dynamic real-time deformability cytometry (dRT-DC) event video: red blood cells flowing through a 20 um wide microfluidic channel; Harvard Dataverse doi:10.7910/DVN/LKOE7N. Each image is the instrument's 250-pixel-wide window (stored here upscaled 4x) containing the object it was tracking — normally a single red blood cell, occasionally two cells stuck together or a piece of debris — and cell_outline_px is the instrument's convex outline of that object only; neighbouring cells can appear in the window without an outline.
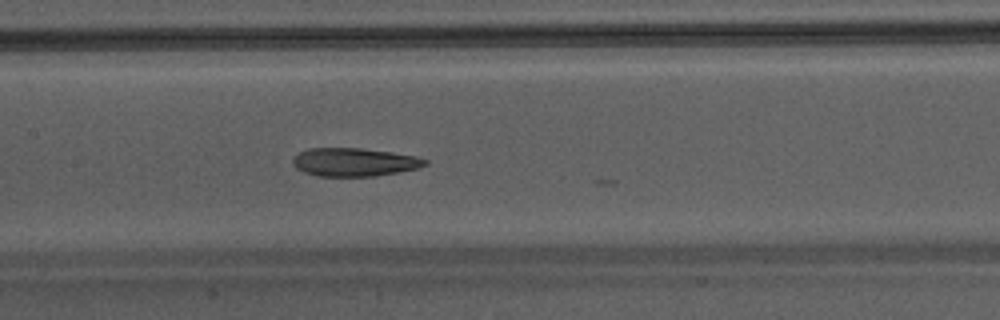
{"species": "Egyptian fruit bat (a non-hibernating species)", "species_latin": "Rousettus aegyptiacus", "temperature_condition": "warm", "stored_images_in_passage": 15, "camera_frame_rate_fps": 3000, "um_per_image_px": 0.085, "animal": {"sex": "male"}, "frame": {"image": 1, "passage_image": 10, "time_ms": 3.0, "image_size_px": [1000, 320], "cell_outline_px": [[428, 164], [420, 168], [400, 172], [376, 176], [316, 176], [304, 172], [296, 168], [292, 164], [292, 160], [300, 152], [308, 148], [360, 148], [416, 156], [428, 160]], "centroid_in_image_um": [30.13, 13.79], "position_along_channel_um": 177.3, "area_um2": 21.85}}
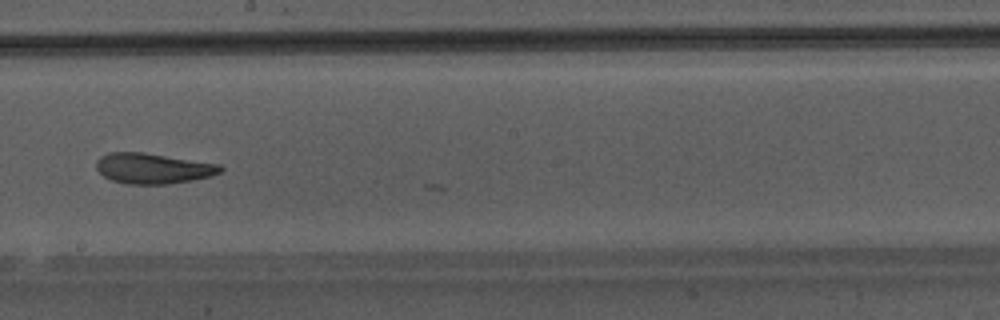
{"frame": {"image": 2, "passage_image": 14, "time_ms": 4.333, "image_size_px": [1000, 320], "cell_outline_px": [[224, 168], [220, 172], [212, 176], [192, 180], [168, 184], [128, 184], [112, 180], [104, 176], [96, 168], [96, 160], [100, 156], [108, 152], [144, 152], [220, 164]], "centroid_in_image_um": [13.0, 14.3], "position_along_channel_um": 235.2, "area_um2": 22.14}}